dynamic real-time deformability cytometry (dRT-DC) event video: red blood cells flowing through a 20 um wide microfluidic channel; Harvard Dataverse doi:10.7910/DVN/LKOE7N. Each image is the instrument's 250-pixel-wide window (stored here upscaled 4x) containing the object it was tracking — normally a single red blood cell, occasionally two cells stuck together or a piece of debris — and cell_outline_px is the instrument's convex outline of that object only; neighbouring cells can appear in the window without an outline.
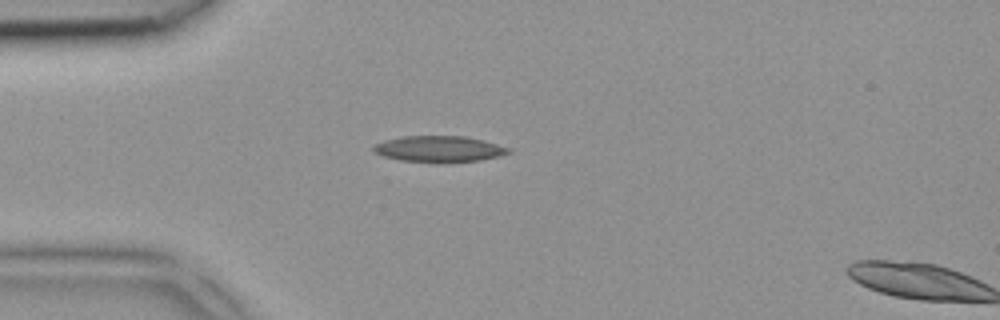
{"species": "common noctule bat (a hibernating species)", "species_latin": "Nyctalus noctula", "temperature_condition": "room temperature", "stored_images_in_passage": 5, "camera_frame_rate_fps": 3000, "um_per_image_px": 0.085, "animal": {"sex": "female", "body_mass_g": 18.4}, "frame": {"image": 1, "passage_image": 5, "time_ms": 1.333, "image_size_px": [1000, 320], "cell_outline_px": [[512, 152], [500, 156], [480, 160], [400, 160], [384, 156], [372, 152], [372, 144], [384, 140], [404, 136], [464, 136], [484, 140], [512, 148]], "centroid_in_image_um": [37.32, 12.62], "position_along_channel_um": 47.7, "area_um2": 20.0}}